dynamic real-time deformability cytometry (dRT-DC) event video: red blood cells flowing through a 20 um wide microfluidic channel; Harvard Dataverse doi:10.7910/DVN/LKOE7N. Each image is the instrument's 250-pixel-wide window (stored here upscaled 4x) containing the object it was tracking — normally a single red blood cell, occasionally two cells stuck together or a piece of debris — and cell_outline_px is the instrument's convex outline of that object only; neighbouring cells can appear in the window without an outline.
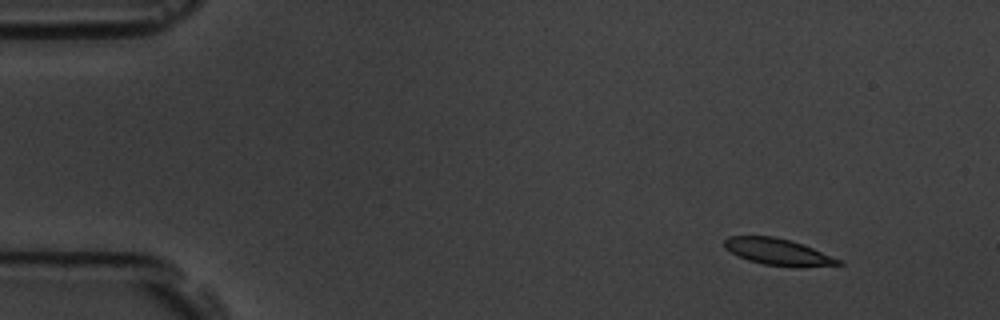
{"species": "common noctule bat (a hibernating species)", "species_latin": "Nyctalus noctula", "temperature_condition": "room temperature", "stored_images_in_passage": 4, "camera_frame_rate_fps": 3000, "um_per_image_px": 0.085, "animal": {"sex": "male", "body_mass_g": 19.5, "forearm_length_mm": 54.6}, "frame": {"image": 1, "passage_image": 1, "time_ms": 0.0, "image_size_px": [1000, 320], "cell_outline_px": [[844, 264], [800, 268], [796, 268], [764, 264], [748, 260], [724, 248], [724, 240], [728, 236], [776, 236], [812, 248], [832, 256], [840, 260]], "centroid_in_image_um": [66.13, 21.42], "position_along_channel_um": 18.9, "area_um2": 17.57}}
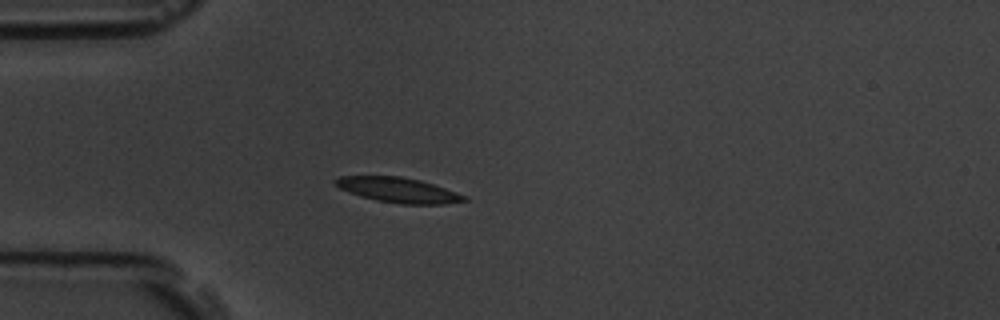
{"frame": {"image": 2, "passage_image": 3, "time_ms": 3.333, "image_size_px": [1000, 320], "cell_outline_px": [[468, 200], [444, 204], [400, 204], [376, 200], [360, 196], [348, 192], [340, 188], [332, 180], [340, 176], [400, 176], [420, 180], [468, 196]], "centroid_in_image_um": [33.85, 16.15], "position_along_channel_um": 51.2, "area_um2": 18.73}}